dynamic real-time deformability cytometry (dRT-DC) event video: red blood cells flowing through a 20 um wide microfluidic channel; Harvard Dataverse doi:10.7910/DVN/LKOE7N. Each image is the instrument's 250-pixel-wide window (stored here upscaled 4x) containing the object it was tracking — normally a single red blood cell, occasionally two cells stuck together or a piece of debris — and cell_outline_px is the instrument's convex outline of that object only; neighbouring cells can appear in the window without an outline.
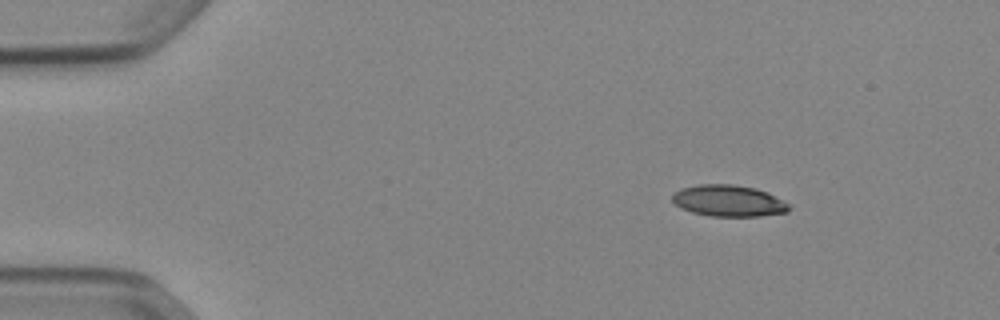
{"species": "Egyptian fruit bat (a non-hibernating species)", "species_latin": "Rousettus aegyptiacus", "temperature_condition": "cold", "stored_images_in_passage": 52, "camera_frame_rate_fps": 3000, "um_per_image_px": 0.085, "animal": {"sex": "female"}, "frame": {"image": 1, "passage_image": 7, "time_ms": 2.0, "image_size_px": [1000, 320], "cell_outline_px": [[792, 208], [788, 212], [760, 216], [708, 216], [692, 212], [680, 208], [672, 200], [672, 196], [680, 188], [700, 184], [732, 184], [756, 188], [768, 192], [784, 200]], "centroid_in_image_um": [61.96, 17.07], "position_along_channel_um": 23.0, "area_um2": 21.56}}
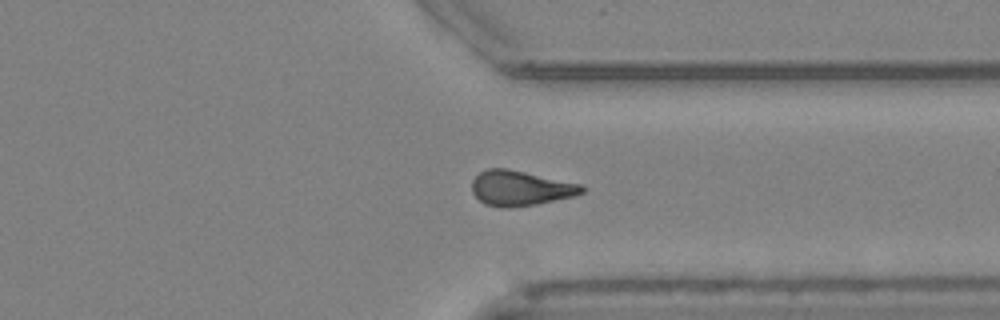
{"frame": {"image": 2, "passage_image": 40, "time_ms": 13.0, "image_size_px": [1000, 320], "cell_outline_px": [[584, 192], [576, 196], [536, 204], [508, 208], [500, 208], [484, 204], [472, 192], [472, 180], [480, 172], [488, 168], [504, 168], [584, 184]], "centroid_in_image_um": [44.25, 16.0], "position_along_channel_um": 367.1, "area_um2": 22.54}}
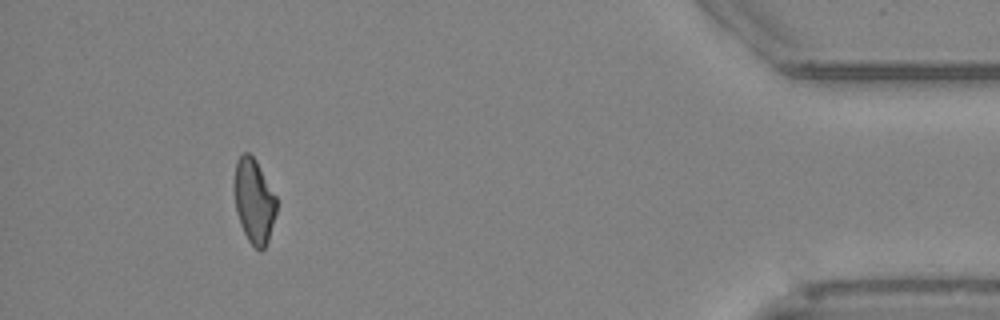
{"frame": {"image": 3, "passage_image": 48, "time_ms": 15.667, "image_size_px": [1000, 320], "cell_outline_px": [[276, 212], [268, 240], [264, 248], [260, 252], [248, 240], [240, 224], [236, 212], [232, 184], [236, 160], [244, 152], [248, 152], [256, 160], [276, 196]], "centroid_in_image_um": [21.55, 17.06], "position_along_channel_um": 413.6, "area_um2": 20.98}, "authors_computed_cell_mechanics": {"area_um2": 22.0796, "velocity_mm_per_s": 3.9051, "shape_relaxation_time_tau1_ms": null, "shape_relaxation_time_tau2_ms": 4.4071, "deformation_change_tau1": null, "deformation_change_tau2": 0.1213}}